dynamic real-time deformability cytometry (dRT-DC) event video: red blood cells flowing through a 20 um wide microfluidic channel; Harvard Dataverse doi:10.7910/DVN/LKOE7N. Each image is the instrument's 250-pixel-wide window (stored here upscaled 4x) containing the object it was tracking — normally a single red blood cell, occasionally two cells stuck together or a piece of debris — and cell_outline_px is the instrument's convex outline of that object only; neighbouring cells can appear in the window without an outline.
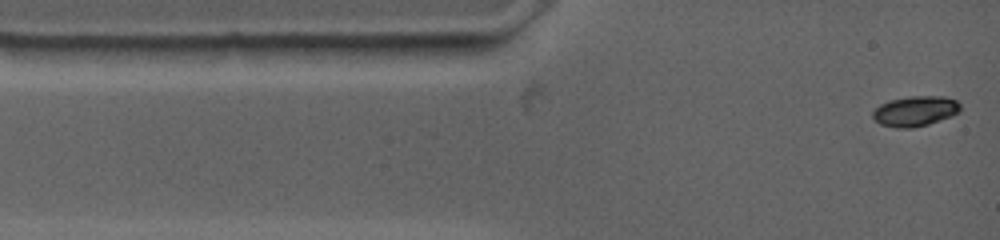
{"species": "common noctule bat (a hibernating species)", "species_latin": "Nyctalus noctula", "temperature_condition": "warm", "stored_images_in_passage": 7, "camera_frame_rate_fps": 4500, "um_per_image_px": 0.085, "animal": {"sex": "female", "body_mass_g": 19.0, "forearm_length_mm": 53.3}, "frame": {"image": 1, "passage_image": 1, "time_ms": 0.0, "image_size_px": [1000, 240], "cell_outline_px": [[960, 112], [952, 116], [928, 124], [912, 128], [896, 128], [880, 124], [872, 116], [872, 112], [880, 104], [888, 100], [912, 96], [944, 96], [956, 100], [960, 104]], "centroid_in_image_um": [77.8, 9.44], "position_along_channel_um": 7.2, "area_um2": 15.49}}
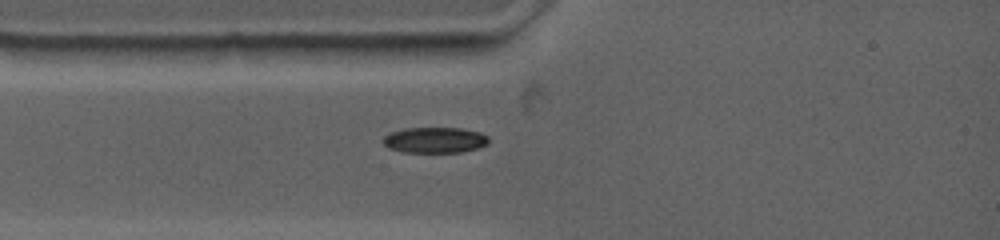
{"frame": {"image": 2, "passage_image": 4, "time_ms": 2.222, "image_size_px": [1000, 240], "cell_outline_px": [[488, 144], [476, 148], [460, 152], [404, 152], [388, 148], [384, 144], [384, 136], [392, 132], [404, 128], [460, 128], [480, 132], [488, 136]], "centroid_in_image_um": [36.97, 11.9], "position_along_channel_um": 48.0, "area_um2": 15.72}}
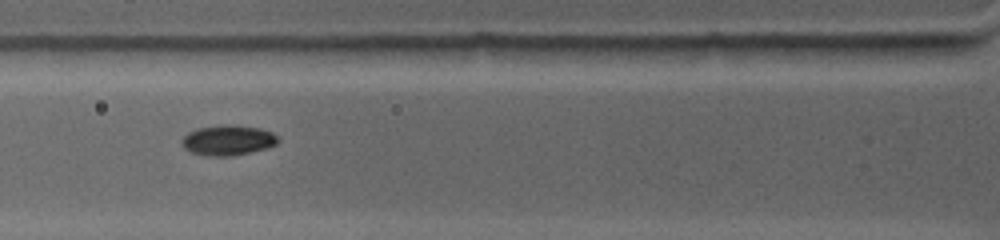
{"frame": {"image": 3, "passage_image": 6, "time_ms": 3.778, "image_size_px": [1000, 240], "cell_outline_px": [[280, 140], [276, 144], [264, 148], [248, 152], [228, 156], [212, 156], [192, 152], [184, 148], [180, 144], [180, 140], [188, 132], [196, 128], [224, 124], [232, 124], [260, 128], [272, 132]], "centroid_in_image_um": [19.33, 11.89], "position_along_channel_um": 106.5, "area_um2": 16.88}}